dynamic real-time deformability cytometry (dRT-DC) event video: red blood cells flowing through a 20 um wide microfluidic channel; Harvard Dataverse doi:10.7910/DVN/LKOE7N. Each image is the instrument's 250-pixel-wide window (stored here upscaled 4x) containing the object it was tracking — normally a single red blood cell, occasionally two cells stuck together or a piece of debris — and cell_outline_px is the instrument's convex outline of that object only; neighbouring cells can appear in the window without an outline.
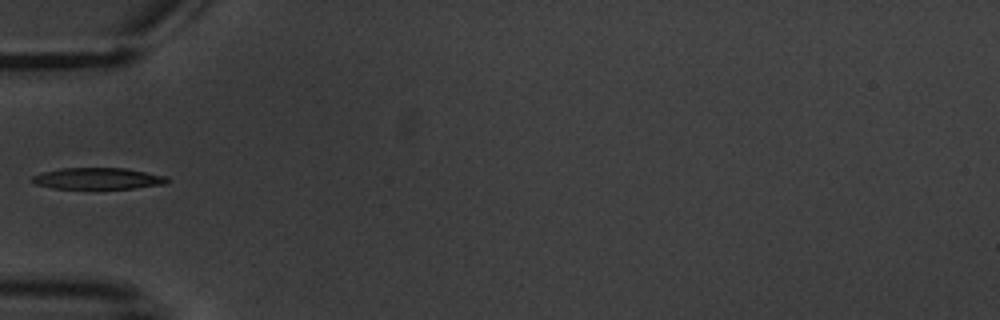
{"species": "common noctule bat (a hibernating species)", "species_latin": "Nyctalus noctula", "temperature_condition": "warm", "stored_images_in_passage": 11, "camera_frame_rate_fps": 3000, "um_per_image_px": 0.085, "animal": {"sex": "male", "body_mass_g": 20.1, "forearm_length_mm": 53.5}, "frame": {"image": 1, "passage_image": 2, "time_ms": 2.0, "image_size_px": [1000, 320], "cell_outline_px": [[172, 180], [164, 184], [136, 188], [52, 188], [36, 184], [32, 180], [32, 176], [44, 172], [60, 168], [124, 168], [168, 176]], "centroid_in_image_um": [8.38, 15.17], "position_along_channel_um": 76.6, "area_um2": 16.76}}
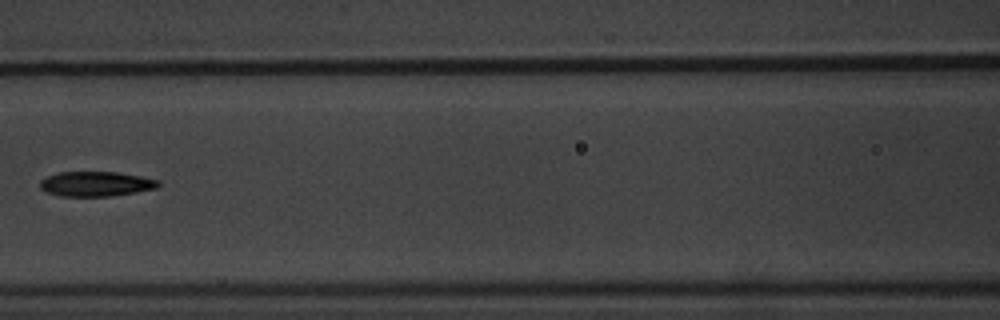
{"frame": {"image": 2, "passage_image": 4, "time_ms": 4.333, "image_size_px": [1000, 320], "cell_outline_px": [[160, 184], [156, 188], [136, 192], [112, 196], [60, 196], [48, 192], [40, 188], [40, 180], [48, 176], [60, 172], [116, 172], [140, 176], [160, 180]], "centroid_in_image_um": [8.17, 15.63], "position_along_channel_um": 158.4, "area_um2": 17.05}}
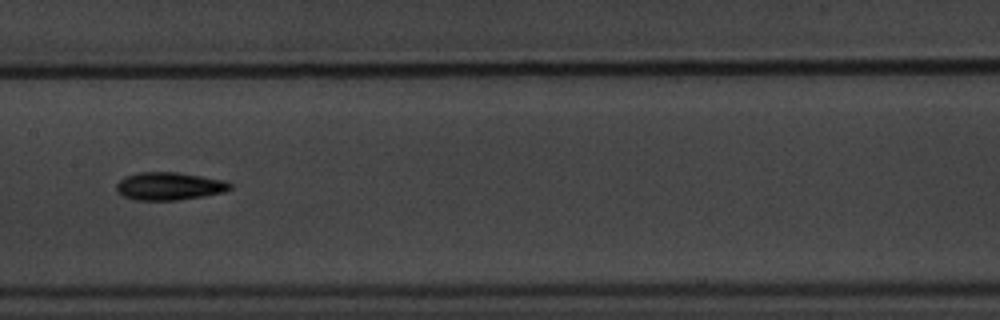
{"frame": {"image": 3, "passage_image": 5, "time_ms": 5.333, "image_size_px": [1000, 320], "cell_outline_px": [[232, 188], [224, 192], [204, 196], [176, 200], [136, 200], [124, 196], [116, 192], [116, 184], [124, 176], [140, 172], [180, 172], [228, 180], [232, 184]], "centroid_in_image_um": [14.42, 15.81], "position_along_channel_um": 193.0, "area_um2": 18.73}, "authors_computed_cell_mechanics": {"area_um2": 16.9354, "velocity_mm_per_s": 3.4584, "shape_relaxation_time_tau1_ms": 4.1985, "shape_relaxation_time_tau2_ms": 7.2123, "deformation_change_tau1": 0.1943, "deformation_change_tau2": 0.1618}}